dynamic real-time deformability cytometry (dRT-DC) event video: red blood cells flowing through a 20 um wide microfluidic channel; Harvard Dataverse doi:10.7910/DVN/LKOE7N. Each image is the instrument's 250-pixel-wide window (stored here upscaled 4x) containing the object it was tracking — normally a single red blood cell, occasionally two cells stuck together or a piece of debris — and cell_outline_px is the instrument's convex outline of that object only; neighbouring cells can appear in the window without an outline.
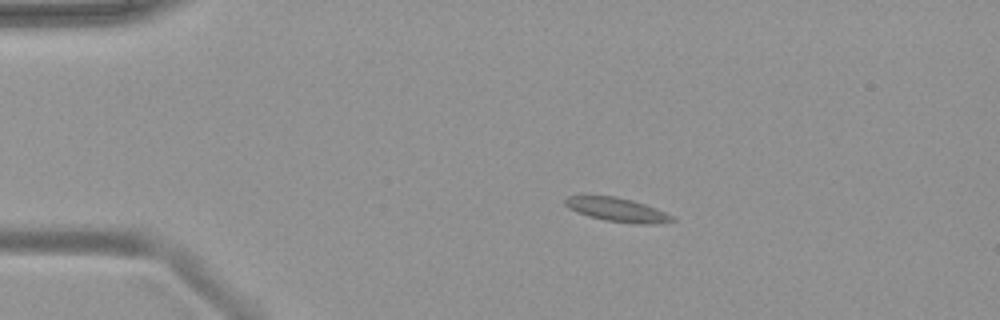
{"species": "common noctule bat (a hibernating species)", "species_latin": "Nyctalus noctula", "temperature_condition": "warm", "stored_images_in_passage": 53, "camera_frame_rate_fps": 3000, "um_per_image_px": 0.085, "animal": {"sex": "female", "body_mass_g": 19.9}, "frame": {"image": 1, "passage_image": 11, "time_ms": 3.333, "image_size_px": [1000, 320], "cell_outline_px": [[676, 220], [656, 224], [636, 224], [604, 220], [588, 216], [568, 208], [564, 204], [564, 200], [568, 196], [612, 196], [632, 200], [656, 208], [672, 216]], "centroid_in_image_um": [52.45, 17.83], "position_along_channel_um": 32.5, "area_um2": 14.74}}
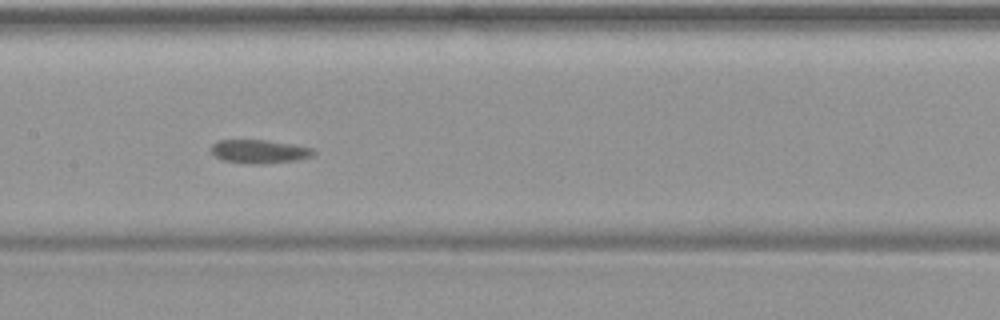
{"frame": {"image": 2, "passage_image": 27, "time_ms": 8.667, "image_size_px": [1000, 320], "cell_outline_px": [[316, 152], [312, 156], [296, 160], [260, 164], [252, 164], [220, 160], [208, 148], [216, 140], [264, 140], [296, 144], [312, 148]], "centroid_in_image_um": [22.01, 12.87], "position_along_channel_um": 185.4, "area_um2": 14.22}}
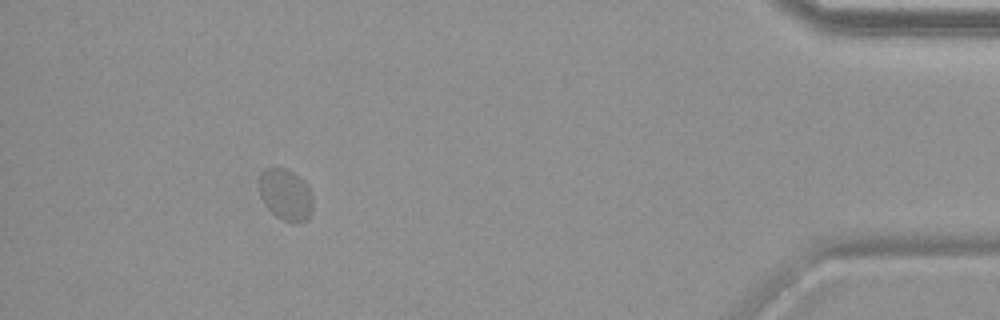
{"frame": {"image": 3, "passage_image": 49, "time_ms": 16.0, "image_size_px": [1000, 320], "cell_outline_px": [[312, 212], [300, 224], [292, 224], [276, 216], [264, 204], [260, 196], [260, 172], [264, 168], [272, 164], [284, 168], [292, 172], [304, 180], [312, 196]], "centroid_in_image_um": [24.26, 16.52], "position_along_channel_um": 410.9, "area_um2": 16.42}}